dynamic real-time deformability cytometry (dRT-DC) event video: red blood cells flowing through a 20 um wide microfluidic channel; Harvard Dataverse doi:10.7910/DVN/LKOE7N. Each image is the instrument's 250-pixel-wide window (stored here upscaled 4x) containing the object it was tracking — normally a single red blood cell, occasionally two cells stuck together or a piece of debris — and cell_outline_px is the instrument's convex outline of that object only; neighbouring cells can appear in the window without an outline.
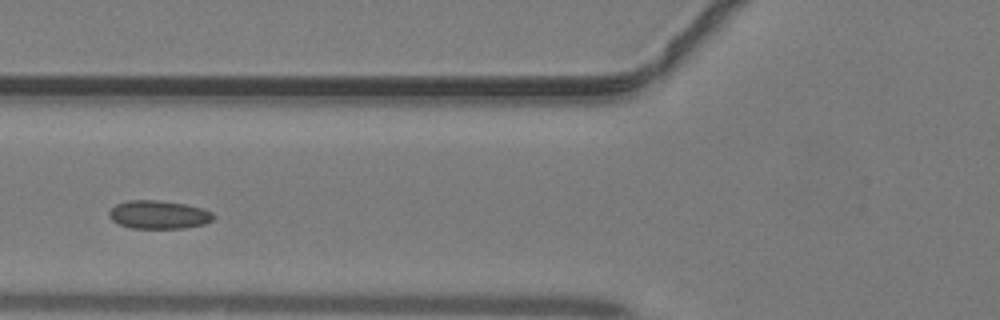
{"species": "common noctule bat (a hibernating species)", "species_latin": "Nyctalus noctula", "temperature_condition": "warm", "stored_images_in_passage": 31, "camera_frame_rate_fps": 3000, "um_per_image_px": 0.085, "animal": {"sex": "male", "body_mass_g": 19.2, "forearm_length_mm": 51.8}, "frame": {"image": 1, "passage_image": 5, "time_ms": 1.333, "image_size_px": [1000, 320], "cell_outline_px": [[216, 216], [212, 220], [204, 224], [184, 228], [132, 228], [120, 224], [112, 220], [108, 216], [108, 212], [116, 204], [128, 200], [156, 200], [184, 204], [200, 208], [212, 212]], "centroid_in_image_um": [13.48, 18.25], "position_along_channel_um": 112.3, "area_um2": 17.11}}
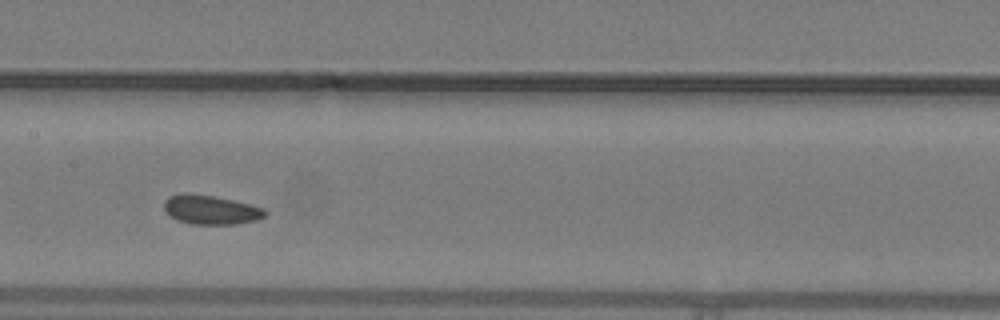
{"frame": {"image": 2, "passage_image": 10, "time_ms": 3.0, "image_size_px": [1000, 320], "cell_outline_px": [[268, 212], [264, 216], [256, 220], [236, 224], [192, 224], [176, 220], [164, 212], [164, 200], [168, 196], [184, 192], [212, 196], [232, 200], [264, 208]], "centroid_in_image_um": [17.86, 17.83], "position_along_channel_um": 189.5, "area_um2": 17.22}}
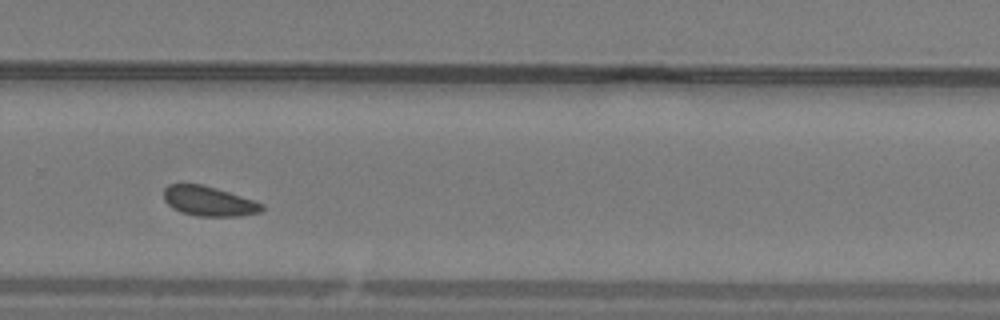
{"frame": {"image": 3, "passage_image": 18, "time_ms": 5.667, "image_size_px": [1000, 320], "cell_outline_px": [[264, 208], [260, 212], [240, 216], [196, 216], [180, 212], [172, 208], [164, 200], [164, 188], [168, 184], [200, 184], [216, 188], [264, 204]], "centroid_in_image_um": [17.72, 17.11], "position_along_channel_um": 312.1, "area_um2": 16.94}}